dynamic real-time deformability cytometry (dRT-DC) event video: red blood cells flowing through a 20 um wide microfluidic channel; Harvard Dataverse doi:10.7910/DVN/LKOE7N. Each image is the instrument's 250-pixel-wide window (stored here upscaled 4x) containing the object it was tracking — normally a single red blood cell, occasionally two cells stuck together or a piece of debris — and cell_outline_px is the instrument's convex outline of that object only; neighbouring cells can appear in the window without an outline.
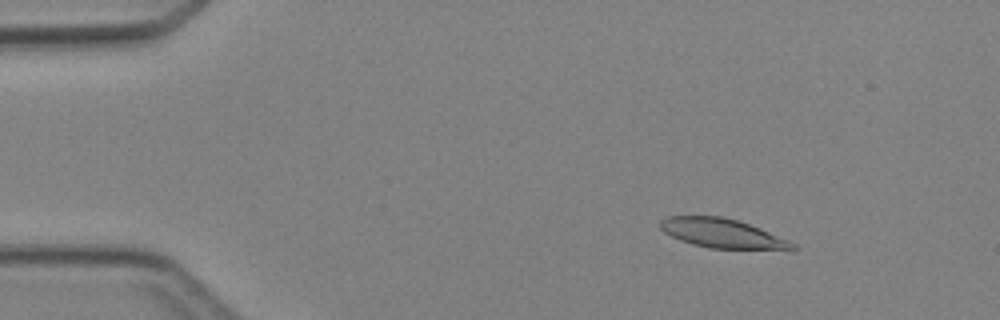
{"species": "Egyptian fruit bat (a non-hibernating species)", "species_latin": "Rousettus aegyptiacus", "temperature_condition": "cold", "stored_images_in_passage": 2, "camera_frame_rate_fps": 3000, "um_per_image_px": 0.085, "animal": {"sex": "female"}, "frame": {"image": 1, "passage_image": 1, "time_ms": 0.0, "image_size_px": [1000, 320], "cell_outline_px": [[796, 248], [792, 252], [708, 248], [692, 244], [680, 240], [664, 232], [660, 228], [660, 220], [668, 216], [724, 216], [760, 228], [788, 240], [796, 244]], "centroid_in_image_um": [61.5, 19.88], "position_along_channel_um": 23.5, "area_um2": 23.24}}